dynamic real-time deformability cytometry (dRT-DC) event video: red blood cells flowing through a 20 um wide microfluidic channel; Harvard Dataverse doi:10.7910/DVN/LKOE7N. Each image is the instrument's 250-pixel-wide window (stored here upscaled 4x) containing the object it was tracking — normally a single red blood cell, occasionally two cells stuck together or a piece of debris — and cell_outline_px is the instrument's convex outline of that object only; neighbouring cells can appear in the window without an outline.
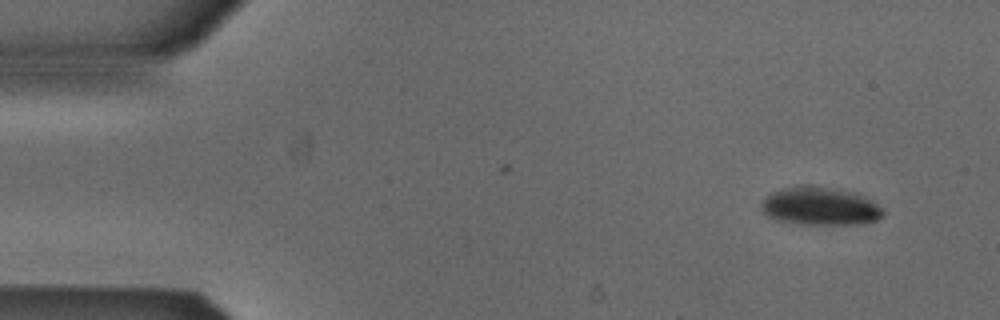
{"species": "Egyptian fruit bat (a non-hibernating species)", "species_latin": "Rousettus aegyptiacus", "temperature_condition": "cold", "stored_images_in_passage": 3, "camera_frame_rate_fps": 3000, "um_per_image_px": 0.085, "animal": {"sex": "male"}, "frame": {"image": 1, "passage_image": 1, "time_ms": 0.0, "image_size_px": [1000, 320], "cell_outline_px": [[884, 216], [876, 220], [864, 224], [800, 224], [776, 220], [768, 216], [760, 208], [760, 204], [764, 196], [768, 192], [780, 188], [800, 184], [812, 184], [840, 188], [856, 192], [872, 200], [884, 208]], "centroid_in_image_um": [69.7, 17.49], "position_along_channel_um": 15.3, "area_um2": 28.15}}
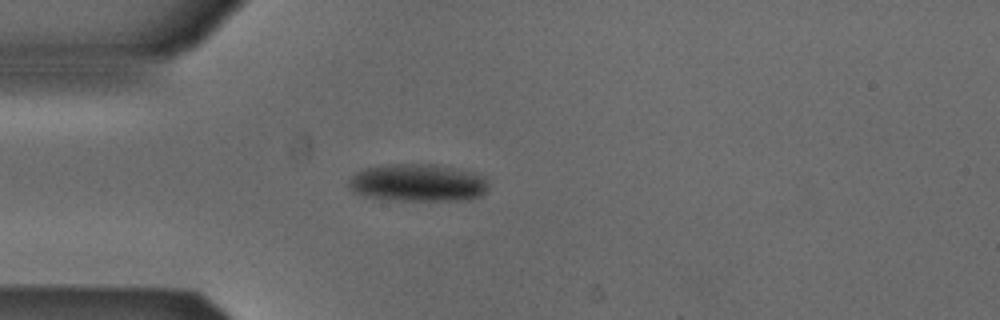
{"frame": {"image": 2, "passage_image": 3, "time_ms": 0.667, "image_size_px": [1000, 320], "cell_outline_px": [[488, 188], [480, 196], [472, 200], [388, 200], [364, 196], [352, 192], [348, 184], [348, 180], [356, 172], [364, 168], [388, 164], [436, 164], [472, 172], [484, 176], [488, 180]], "centroid_in_image_um": [35.51, 15.54], "position_along_channel_um": 49.5, "area_um2": 30.92}}